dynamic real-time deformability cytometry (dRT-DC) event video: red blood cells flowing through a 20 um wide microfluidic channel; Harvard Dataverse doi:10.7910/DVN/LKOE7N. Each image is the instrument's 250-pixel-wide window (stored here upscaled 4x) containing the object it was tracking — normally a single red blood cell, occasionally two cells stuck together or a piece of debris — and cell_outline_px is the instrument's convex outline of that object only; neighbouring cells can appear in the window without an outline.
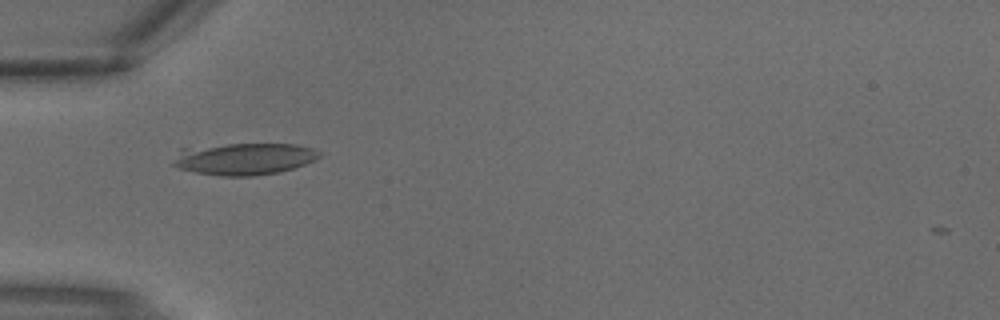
{"species": "common noctule bat (a hibernating species)", "species_latin": "Nyctalus noctula", "temperature_condition": "warm", "stored_images_in_passage": 3, "camera_frame_rate_fps": 3000, "um_per_image_px": 0.085, "animal": {"sex": "male", "body_mass_g": 18.8}, "frame": {"image": 1, "passage_image": 3, "time_ms": 0.667, "image_size_px": [1000, 320], "cell_outline_px": [[324, 152], [316, 160], [280, 172], [252, 176], [220, 176], [196, 172], [180, 168], [172, 164], [180, 148], [228, 144], [296, 144], [312, 148]], "centroid_in_image_um": [20.78, 13.5], "position_along_channel_um": 64.2, "area_um2": 27.22}}